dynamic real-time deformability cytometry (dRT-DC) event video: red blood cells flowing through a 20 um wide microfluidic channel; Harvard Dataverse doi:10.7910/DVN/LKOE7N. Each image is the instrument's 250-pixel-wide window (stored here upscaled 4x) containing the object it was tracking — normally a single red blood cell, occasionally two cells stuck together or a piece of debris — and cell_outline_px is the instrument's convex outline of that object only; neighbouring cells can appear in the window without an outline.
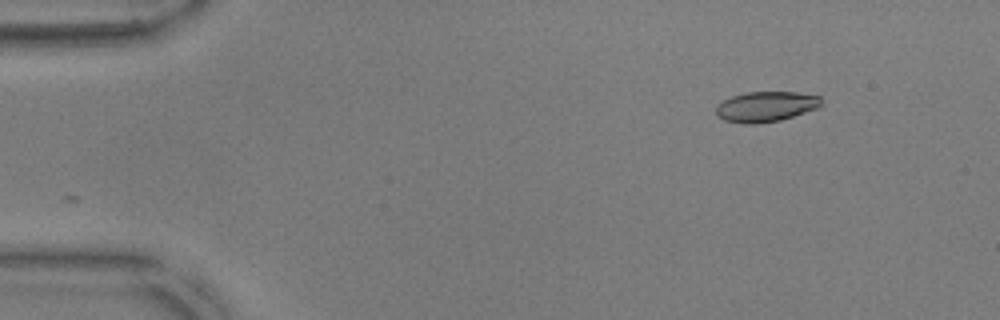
{"species": "common noctule bat (a hibernating species)", "species_latin": "Nyctalus noctula", "temperature_condition": "warm", "stored_images_in_passage": 42, "camera_frame_rate_fps": 3000, "um_per_image_px": 0.085, "animal": {"sex": "male", "body_mass_g": 17.9, "forearm_length_mm": 54.2}, "frame": {"image": 1, "passage_image": 1, "time_ms": 0.0, "image_size_px": [1000, 320], "cell_outline_px": [[820, 104], [816, 108], [780, 120], [756, 124], [744, 124], [724, 120], [716, 116], [716, 104], [732, 96], [748, 92], [796, 92], [820, 96]], "centroid_in_image_um": [65.03, 9.06], "position_along_channel_um": 20.0, "area_um2": 18.44}}
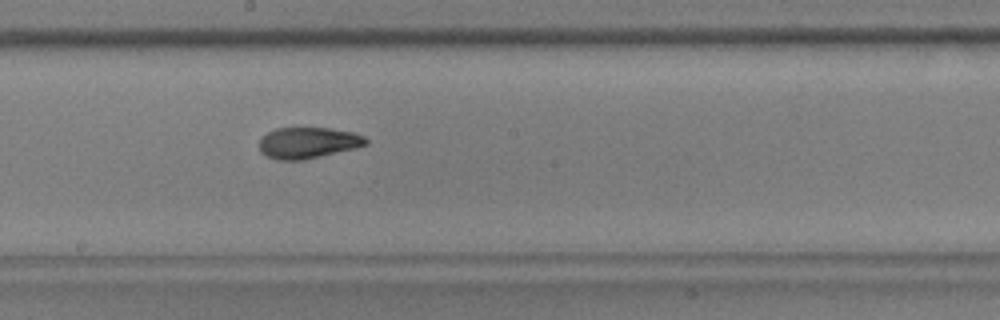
{"frame": {"image": 2, "passage_image": 24, "time_ms": 7.667, "image_size_px": [1000, 320], "cell_outline_px": [[368, 144], [356, 148], [304, 160], [276, 160], [260, 152], [260, 140], [268, 132], [276, 128], [332, 128], [352, 132], [364, 136], [368, 140]], "centroid_in_image_um": [26.2, 12.14], "position_along_channel_um": 222.0, "area_um2": 19.36}}
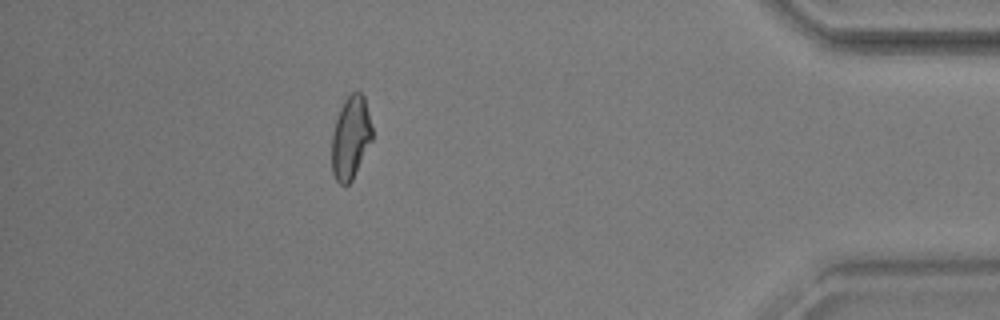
{"frame": {"image": 3, "passage_image": 42, "time_ms": 13.667, "image_size_px": [1000, 320], "cell_outline_px": [[372, 140], [352, 180], [348, 184], [340, 184], [336, 180], [332, 172], [332, 136], [336, 120], [340, 108], [344, 100], [352, 92], [360, 92], [364, 96], [372, 128]], "centroid_in_image_um": [29.8, 11.7], "position_along_channel_um": 405.4, "area_um2": 19.31}, "authors_computed_cell_mechanics": {"area_um2": 19.2185, "velocity_mm_per_s": 3.8062, "shape_relaxation_time_tau1_ms": 6.954, "shape_relaxation_time_tau2_ms": 1.7778, "deformation_change_tau1": 0.1951, "deformation_change_tau2": 0.0788}}